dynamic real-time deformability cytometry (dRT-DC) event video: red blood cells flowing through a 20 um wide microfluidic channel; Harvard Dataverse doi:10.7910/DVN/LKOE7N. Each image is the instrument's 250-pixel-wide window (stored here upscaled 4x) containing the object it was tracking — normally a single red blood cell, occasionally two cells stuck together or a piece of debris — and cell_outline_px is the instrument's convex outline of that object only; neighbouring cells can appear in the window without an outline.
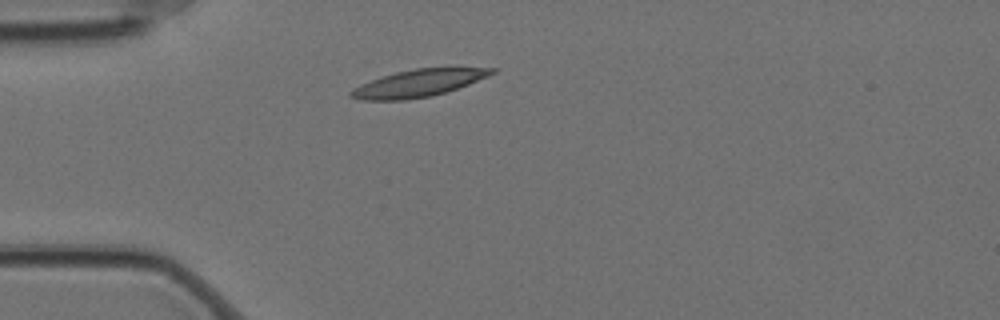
{"species": "Egyptian fruit bat (a non-hibernating species)", "species_latin": "Rousettus aegyptiacus", "temperature_condition": "cold", "stored_images_in_passage": 6, "camera_frame_rate_fps": 3000, "um_per_image_px": 0.085, "animal": {"sex": "female"}, "frame": {"image": 1, "passage_image": 3, "time_ms": 0.667, "image_size_px": [1000, 320], "cell_outline_px": [[496, 72], [488, 76], [468, 84], [432, 96], [404, 100], [360, 100], [348, 96], [348, 92], [352, 88], [360, 84], [380, 76], [396, 72], [416, 68], [448, 64], [456, 64], [496, 68]], "centroid_in_image_um": [35.65, 7.0], "position_along_channel_um": 49.4, "area_um2": 23.52}}
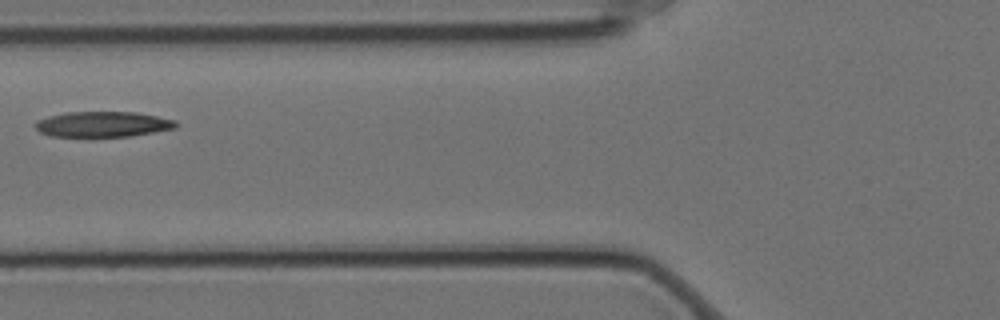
{"frame": {"image": 2, "passage_image": 5, "time_ms": 1.333, "image_size_px": [1000, 320], "cell_outline_px": [[180, 124], [176, 128], [132, 136], [52, 136], [40, 132], [36, 128], [36, 120], [48, 116], [64, 112], [136, 112], [176, 120]], "centroid_in_image_um": [8.77, 10.55], "position_along_channel_um": 117.0, "area_um2": 20.87}}
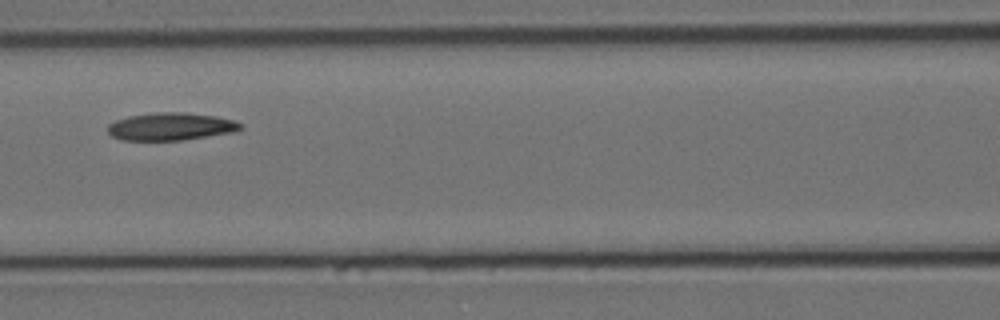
{"frame": {"image": 3, "passage_image": 6, "time_ms": 1.667, "image_size_px": [1000, 320], "cell_outline_px": [[244, 128], [232, 132], [180, 140], [120, 140], [112, 136], [108, 132], [108, 124], [116, 120], [128, 116], [156, 112], [184, 112], [216, 116], [232, 120], [244, 124]], "centroid_in_image_um": [14.51, 10.75], "position_along_channel_um": 152.1, "area_um2": 21.33}}